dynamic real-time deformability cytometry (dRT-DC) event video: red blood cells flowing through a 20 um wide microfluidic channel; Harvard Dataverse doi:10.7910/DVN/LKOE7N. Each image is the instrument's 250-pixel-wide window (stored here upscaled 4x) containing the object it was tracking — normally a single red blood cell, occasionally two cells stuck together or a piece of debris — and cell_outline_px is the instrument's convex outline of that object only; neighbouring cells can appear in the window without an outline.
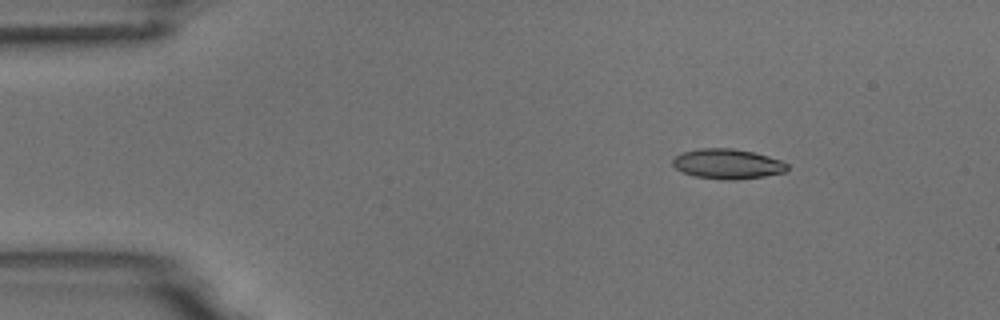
{"species": "common noctule bat (a hibernating species)", "species_latin": "Nyctalus noctula", "temperature_condition": "room temperature", "stored_images_in_passage": 4, "camera_frame_rate_fps": 3000, "um_per_image_px": 0.085, "animal": {"sex": "male", "body_mass_g": 18.8}, "frame": {"image": 1, "passage_image": 1, "time_ms": 0.0, "image_size_px": [1000, 320], "cell_outline_px": [[788, 168], [784, 172], [764, 176], [736, 180], [728, 180], [696, 176], [684, 172], [676, 168], [672, 164], [672, 160], [680, 152], [700, 148], [732, 148], [752, 152], [768, 156], [780, 160], [788, 164]], "centroid_in_image_um": [61.83, 13.92], "position_along_channel_um": 23.2, "area_um2": 19.88}}
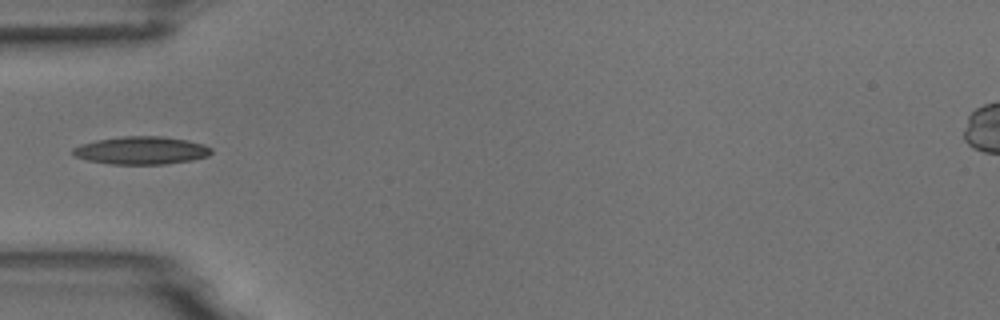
{"frame": {"image": 2, "passage_image": 3, "time_ms": 3.333, "image_size_px": [1000, 320], "cell_outline_px": [[212, 152], [208, 156], [192, 160], [164, 164], [112, 164], [88, 160], [76, 156], [72, 152], [72, 148], [80, 144], [96, 140], [124, 136], [164, 136], [188, 140], [204, 144], [212, 148]], "centroid_in_image_um": [12.04, 12.78], "position_along_channel_um": 73.0, "area_um2": 22.48}}